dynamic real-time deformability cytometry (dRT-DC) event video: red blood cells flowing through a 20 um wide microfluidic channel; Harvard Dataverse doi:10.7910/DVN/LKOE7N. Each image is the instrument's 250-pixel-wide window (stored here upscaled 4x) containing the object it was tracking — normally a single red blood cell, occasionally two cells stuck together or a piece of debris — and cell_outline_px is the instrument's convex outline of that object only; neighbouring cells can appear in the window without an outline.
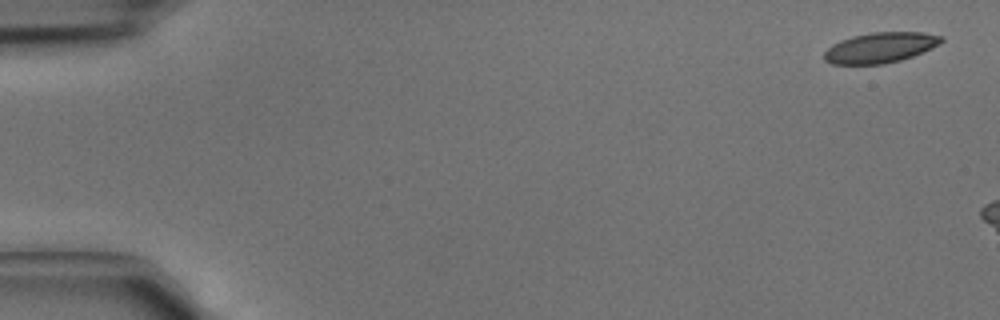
{"species": "common noctule bat (a hibernating species)", "species_latin": "Nyctalus noctula", "temperature_condition": "cold", "stored_images_in_passage": 5, "segment_of_instrument_passage": [2, 2], "camera_frame_rate_fps": 3000, "um_per_image_px": 0.085, "animal": {"sex": "male", "body_mass_g": 15.6}, "frame": {"image": 1, "passage_image": 5, "time_ms": 1.333, "image_size_px": [1000, 320], "cell_outline_px": [[944, 40], [940, 44], [932, 48], [912, 56], [900, 60], [884, 64], [832, 64], [824, 60], [824, 52], [832, 44], [840, 40], [852, 36], [872, 32], [924, 32], [944, 36]], "centroid_in_image_um": [74.84, 4.04], "position_along_channel_um": 10.2, "area_um2": 20.87}}